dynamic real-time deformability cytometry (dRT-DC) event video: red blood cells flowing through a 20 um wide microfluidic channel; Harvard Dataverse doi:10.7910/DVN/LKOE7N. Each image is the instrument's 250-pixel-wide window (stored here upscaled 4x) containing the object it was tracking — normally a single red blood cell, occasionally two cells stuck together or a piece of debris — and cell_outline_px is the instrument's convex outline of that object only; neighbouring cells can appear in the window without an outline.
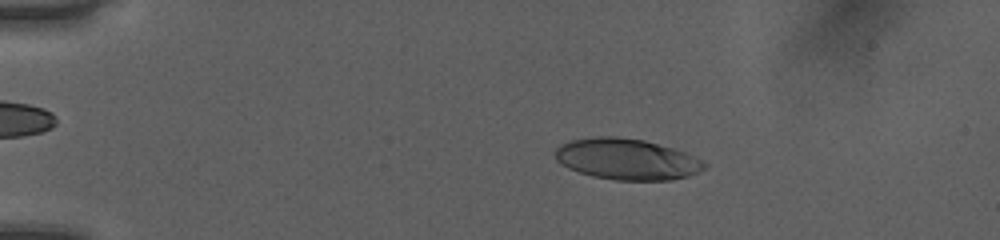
{"species": "human", "species_latin": "Homo sapiens", "temperature_condition": "room temperature", "stored_images_in_passage": 51, "camera_frame_rate_fps": 3000, "um_per_image_px": 0.085, "donor": {"sex": "female"}, "frame": {"image": 1, "passage_image": 10, "time_ms": 3.0, "image_size_px": [1000, 240], "cell_outline_px": [[708, 164], [704, 168], [688, 176], [672, 180], [616, 180], [592, 176], [568, 168], [560, 164], [556, 160], [556, 148], [560, 144], [572, 140], [596, 136], [616, 136], [644, 140], [672, 148], [696, 156], [704, 160]], "centroid_in_image_um": [53.28, 13.53], "position_along_channel_um": 31.7, "area_um2": 35.72}}
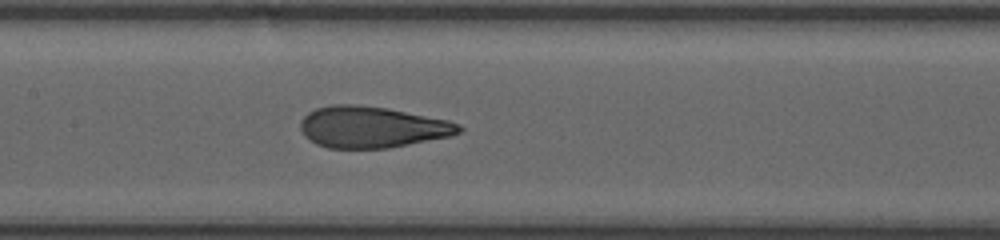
{"frame": {"image": 2, "passage_image": 26, "time_ms": 8.333, "image_size_px": [1000, 240], "cell_outline_px": [[464, 128], [460, 132], [452, 136], [388, 148], [328, 148], [316, 144], [308, 140], [304, 136], [300, 128], [300, 120], [308, 112], [316, 108], [332, 104], [356, 104], [388, 108], [448, 120], [460, 124]], "centroid_in_image_um": [31.6, 10.8], "position_along_channel_um": 175.8, "area_um2": 38.49}}
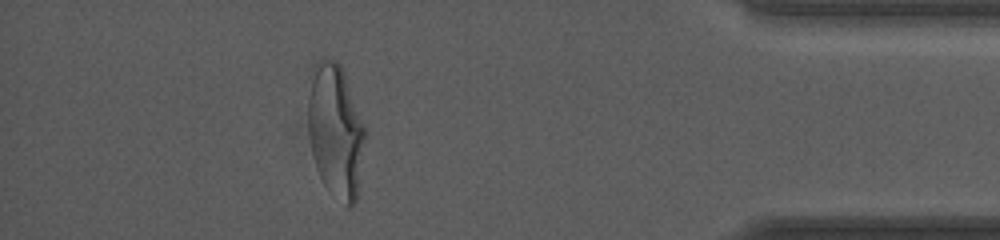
{"frame": {"image": 3, "passage_image": 46, "time_ms": 15.0, "image_size_px": [1000, 240], "cell_outline_px": [[364, 144], [356, 200], [348, 208], [328, 192], [320, 176], [312, 152], [308, 136], [308, 100], [312, 68], [324, 56], [336, 60], [340, 64], [364, 128]], "centroid_in_image_um": [28.49, 11.13], "position_along_channel_um": 406.7, "area_um2": 43.64}, "authors_computed_cell_mechanics": {"area_um2": 37.8012, "velocity_mm_per_s": 4.0519, "shape_relaxation_time_tau1_ms": 6.0978, "shape_relaxation_time_tau2_ms": 0.7111, "deformation_change_tau1": 0.2585, "deformation_change_tau2": 0.0813}}